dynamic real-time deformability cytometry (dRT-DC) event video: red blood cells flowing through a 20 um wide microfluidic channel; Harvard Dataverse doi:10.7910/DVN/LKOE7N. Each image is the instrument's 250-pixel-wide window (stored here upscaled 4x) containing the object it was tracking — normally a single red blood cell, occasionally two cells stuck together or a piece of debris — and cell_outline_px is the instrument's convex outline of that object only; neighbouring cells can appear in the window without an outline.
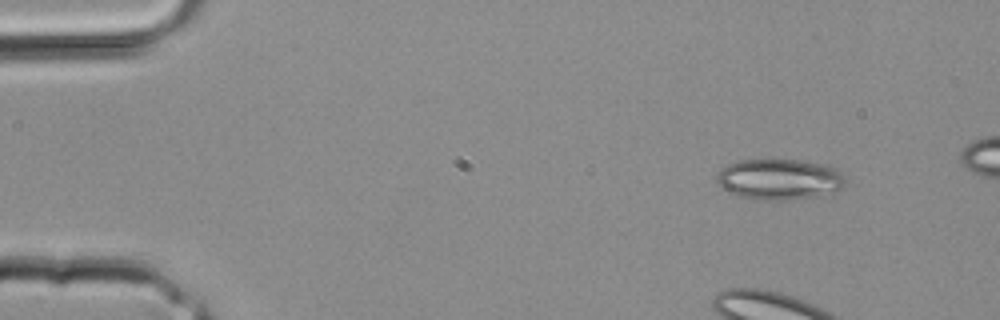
{"species": "common noctule bat (a hibernating species)", "species_latin": "Nyctalus noctula", "temperature_condition": "room temperature", "stored_images_in_passage": 4, "camera_frame_rate_fps": 3000, "um_per_image_px": 0.085, "animal": {"sex": "male", "body_mass_g": 20.4}, "frame": {"image": 1, "passage_image": 1, "time_ms": 0.0, "image_size_px": [1000, 320], "cell_outline_px": [[848, 180], [840, 188], [832, 192], [816, 196], [784, 200], [756, 200], [740, 196], [716, 184], [716, 176], [728, 164], [740, 160], [800, 160], [824, 164], [840, 172]], "centroid_in_image_um": [66.25, 15.24], "position_along_channel_um": 18.8, "area_um2": 30.29}}
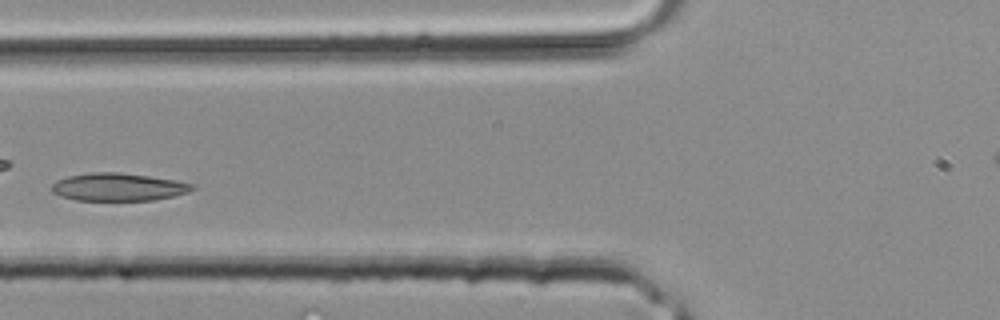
{"frame": {"image": 2, "passage_image": 4, "time_ms": 1.0, "image_size_px": [1000, 320], "cell_outline_px": [[196, 188], [188, 192], [156, 200], [76, 200], [60, 196], [52, 192], [52, 184], [56, 180], [68, 176], [92, 172], [120, 172], [148, 176], [172, 180], [192, 184]], "centroid_in_image_um": [10.01, 15.89], "position_along_channel_um": 115.8, "area_um2": 22.6}}